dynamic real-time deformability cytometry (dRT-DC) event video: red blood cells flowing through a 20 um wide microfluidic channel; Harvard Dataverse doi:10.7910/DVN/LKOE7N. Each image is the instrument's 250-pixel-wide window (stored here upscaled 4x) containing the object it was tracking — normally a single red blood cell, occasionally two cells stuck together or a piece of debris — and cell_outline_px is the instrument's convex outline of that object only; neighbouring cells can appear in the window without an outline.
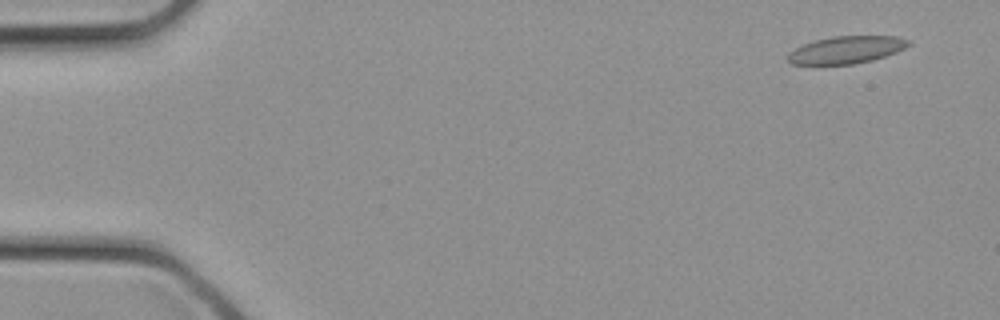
{"species": "common noctule bat (a hibernating species)", "species_latin": "Nyctalus noctula", "temperature_condition": "cold", "stored_images_in_passage": 7, "camera_frame_rate_fps": 3000, "um_per_image_px": 0.085, "animal": {"sex": "female", "body_mass_g": 21.9}, "frame": {"image": 1, "passage_image": 1, "time_ms": 0.0, "image_size_px": [1000, 320], "cell_outline_px": [[912, 44], [896, 52], [872, 60], [852, 64], [792, 64], [788, 60], [788, 52], [804, 44], [816, 40], [832, 36], [896, 36], [908, 40]], "centroid_in_image_um": [71.95, 4.23], "position_along_channel_um": 13.1, "area_um2": 19.02}}